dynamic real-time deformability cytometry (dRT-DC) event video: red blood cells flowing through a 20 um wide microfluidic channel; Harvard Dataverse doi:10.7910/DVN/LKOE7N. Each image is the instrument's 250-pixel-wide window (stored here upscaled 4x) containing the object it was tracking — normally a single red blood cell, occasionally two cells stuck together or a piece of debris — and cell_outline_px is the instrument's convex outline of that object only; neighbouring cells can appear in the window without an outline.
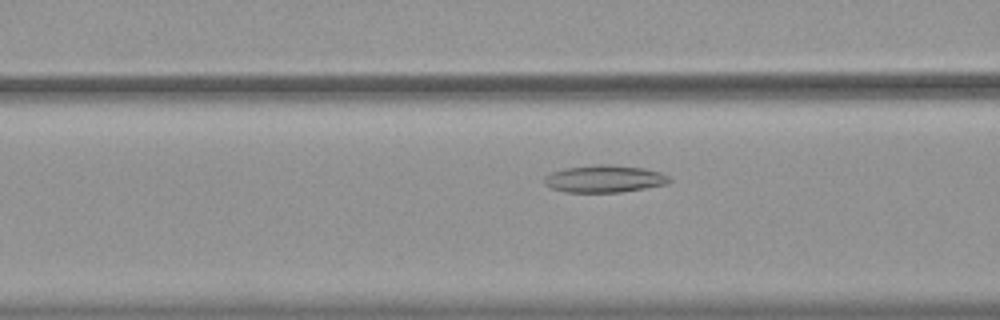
{"species": "common noctule bat (a hibernating species)", "species_latin": "Nyctalus noctula", "temperature_condition": "warm", "stored_images_in_passage": 56, "camera_frame_rate_fps": 3000, "um_per_image_px": 0.085, "animal": {"sex": "female", "body_mass_g": 19.9}, "frame": {"image": 1, "passage_image": 23, "time_ms": 7.333, "image_size_px": [1000, 320], "cell_outline_px": [[672, 180], [668, 184], [620, 192], [564, 192], [552, 188], [544, 184], [544, 176], [552, 172], [564, 168], [596, 164], [612, 164], [644, 168], [660, 172], [668, 176]], "centroid_in_image_um": [51.37, 15.19], "position_along_channel_um": 115.2, "area_um2": 20.0}}
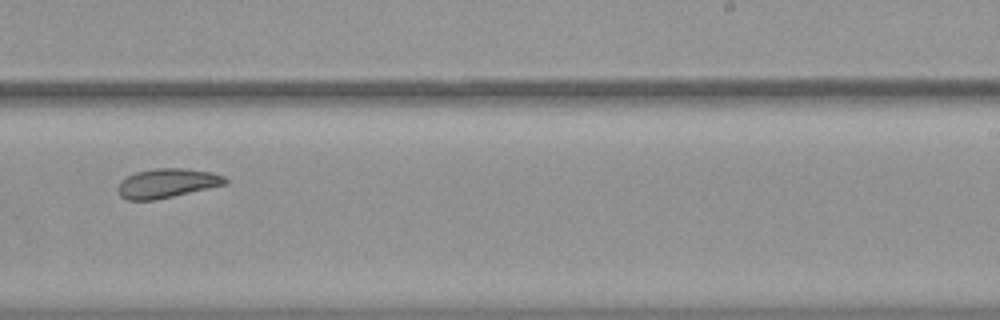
{"frame": {"image": 2, "passage_image": 36, "time_ms": 11.667, "image_size_px": [1000, 320], "cell_outline_px": [[228, 184], [156, 200], [128, 200], [120, 196], [116, 188], [120, 180], [136, 172], [156, 168], [184, 168], [212, 172], [224, 176], [228, 180]], "centroid_in_image_um": [14.2, 15.57], "position_along_channel_um": 274.8, "area_um2": 18.5}}
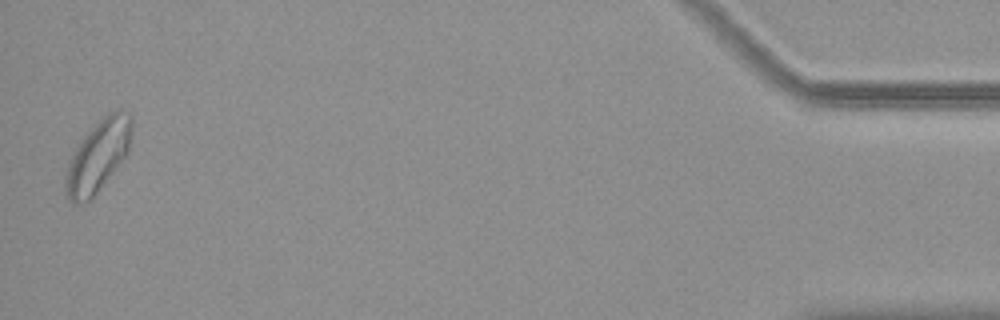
{"frame": {"image": 3, "passage_image": 55, "time_ms": 18.0, "image_size_px": [1000, 320], "cell_outline_px": [[132, 128], [128, 152], [96, 192], [84, 204], [72, 204], [68, 200], [64, 192], [64, 172], [68, 160], [84, 136], [108, 112], [116, 108], [120, 108], [132, 116]], "centroid_in_image_um": [8.29, 13.26], "position_along_channel_um": 426.9, "area_um2": 27.57}}